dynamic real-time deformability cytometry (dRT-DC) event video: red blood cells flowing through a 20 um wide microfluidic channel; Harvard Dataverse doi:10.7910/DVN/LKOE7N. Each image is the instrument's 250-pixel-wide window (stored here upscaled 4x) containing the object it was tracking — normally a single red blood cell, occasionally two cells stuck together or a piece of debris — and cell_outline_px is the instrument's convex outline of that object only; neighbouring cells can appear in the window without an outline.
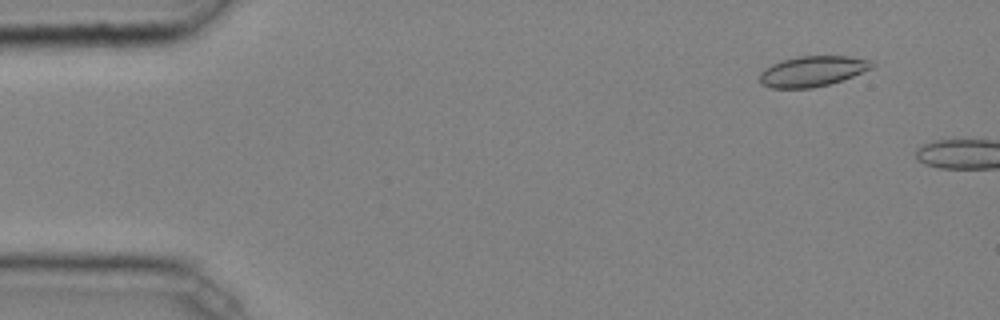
{"species": "common noctule bat (a hibernating species)", "species_latin": "Nyctalus noctula", "temperature_condition": "cold", "stored_images_in_passage": 6, "camera_frame_rate_fps": 3000, "um_per_image_px": 0.085, "animal": {"sex": "male", "body_mass_g": 20.4}, "frame": {"image": 1, "passage_image": 4, "time_ms": 1.0, "image_size_px": [1000, 320], "cell_outline_px": [[876, 68], [828, 84], [812, 88], [768, 88], [760, 84], [760, 72], [764, 68], [780, 60], [796, 56], [848, 56], [872, 60], [876, 64]], "centroid_in_image_um": [69.07, 6.04], "position_along_channel_um": 15.9, "area_um2": 20.23}}